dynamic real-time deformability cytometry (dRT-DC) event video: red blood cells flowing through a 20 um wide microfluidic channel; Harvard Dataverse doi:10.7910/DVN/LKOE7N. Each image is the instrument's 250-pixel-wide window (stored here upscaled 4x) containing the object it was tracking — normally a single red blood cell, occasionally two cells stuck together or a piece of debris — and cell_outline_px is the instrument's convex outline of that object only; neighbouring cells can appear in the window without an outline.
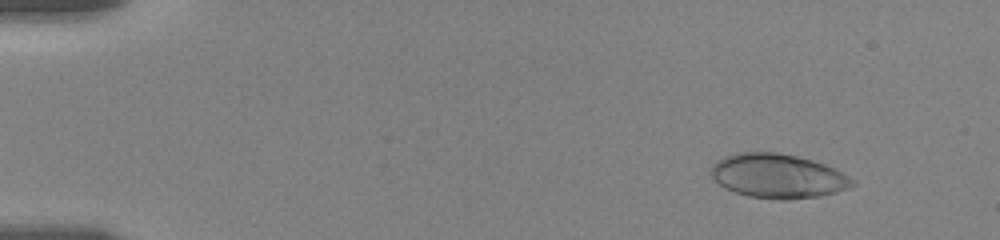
{"species": "human", "species_latin": "Homo sapiens", "temperature_condition": "room temperature", "stored_images_in_passage": 31, "camera_frame_rate_fps": 3000, "um_per_image_px": 0.085, "donor": {"sex": "female"}, "frame": {"image": 1, "passage_image": 3, "time_ms": 1.0, "image_size_px": [1000, 240], "cell_outline_px": [[856, 184], [848, 188], [836, 192], [820, 196], [788, 200], [780, 200], [748, 196], [724, 188], [708, 172], [712, 164], [716, 160], [724, 156], [736, 152], [776, 152], [796, 156], [812, 160], [824, 164], [856, 180]], "centroid_in_image_um": [66.09, 14.96], "position_along_channel_um": 18.9, "area_um2": 36.59}}
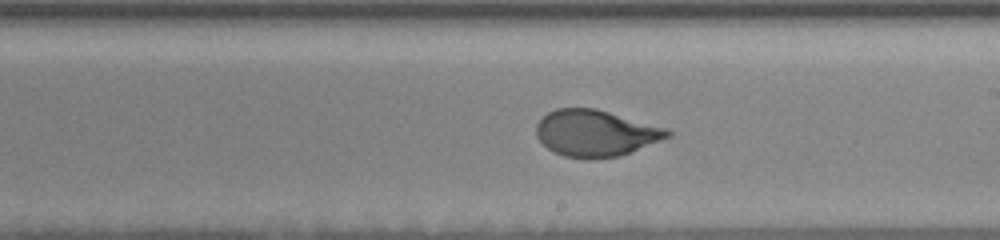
{"frame": {"image": 2, "passage_image": 18, "time_ms": 10.333, "image_size_px": [1000, 240], "cell_outline_px": [[672, 136], [628, 152], [616, 156], [564, 156], [548, 148], [536, 136], [536, 124], [548, 112], [556, 108], [596, 108], [664, 128], [672, 132]], "centroid_in_image_um": [50.59, 11.27], "position_along_channel_um": 238.4, "area_um2": 34.33}}
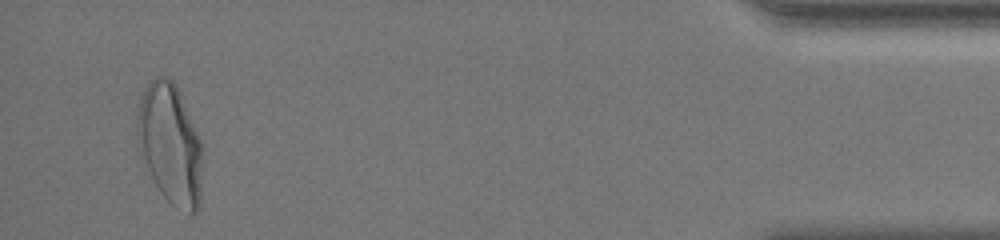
{"frame": {"image": 3, "passage_image": 31, "time_ms": 17.333, "image_size_px": [1000, 240], "cell_outline_px": [[200, 208], [196, 212], [188, 212], [176, 208], [164, 196], [156, 184], [148, 168], [136, 140], [136, 120], [140, 96], [148, 80], [156, 76], [168, 76], [176, 84], [180, 92], [200, 140]], "centroid_in_image_um": [14.42, 12.16], "position_along_channel_um": 420.8, "area_um2": 45.32}, "authors_computed_cell_mechanics": {"area_um2": 36.3562, "velocity_mm_per_s": 3.5454, "shape_relaxation_time_tau1_ms": 6.6288, "shape_relaxation_time_tau2_ms": null, "deformation_change_tau1": 0.2359, "deformation_change_tau2": null}}